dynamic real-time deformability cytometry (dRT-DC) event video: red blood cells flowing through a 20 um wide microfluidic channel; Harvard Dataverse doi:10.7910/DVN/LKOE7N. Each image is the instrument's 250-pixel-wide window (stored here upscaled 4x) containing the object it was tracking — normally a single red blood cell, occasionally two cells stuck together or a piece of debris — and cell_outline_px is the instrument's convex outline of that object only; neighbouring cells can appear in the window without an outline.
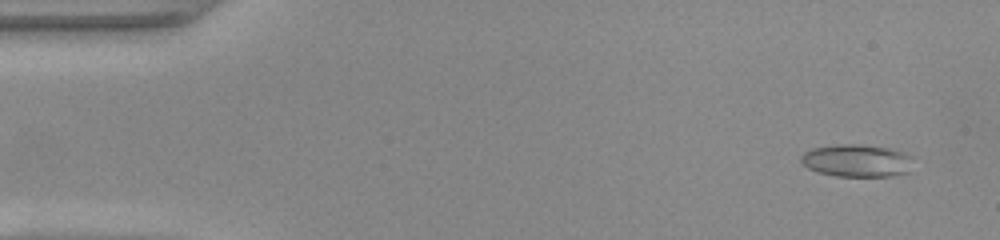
{"species": "common noctule bat (a hibernating species)", "species_latin": "Nyctalus noctula", "temperature_condition": "warm", "stored_images_in_passage": 49, "camera_frame_rate_fps": 3000, "um_per_image_px": 0.085, "animal": {"sex": "female", "body_mass_g": 22.0, "forearm_length_mm": 56.7}, "frame": {"image": 1, "passage_image": 3, "time_ms": 0.667, "image_size_px": [1000, 240], "cell_outline_px": [[912, 172], [892, 176], [836, 176], [820, 172], [808, 168], [800, 160], [800, 156], [804, 152], [812, 148], [836, 144], [860, 144], [892, 148], [904, 152], [912, 156]], "centroid_in_image_um": [72.89, 13.64], "position_along_channel_um": 12.1, "area_um2": 21.62}}
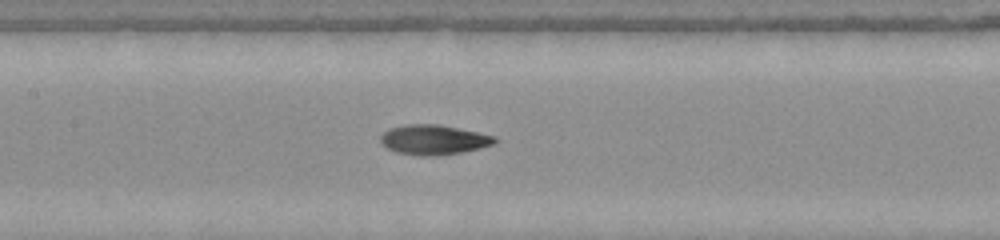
{"frame": {"image": 2, "passage_image": 23, "time_ms": 7.333, "image_size_px": [1000, 240], "cell_outline_px": [[500, 140], [496, 144], [480, 148], [440, 156], [420, 156], [396, 152], [380, 144], [380, 136], [384, 132], [392, 128], [408, 124], [436, 124], [496, 136]], "centroid_in_image_um": [36.88, 11.89], "position_along_channel_um": 170.5, "area_um2": 19.88}}
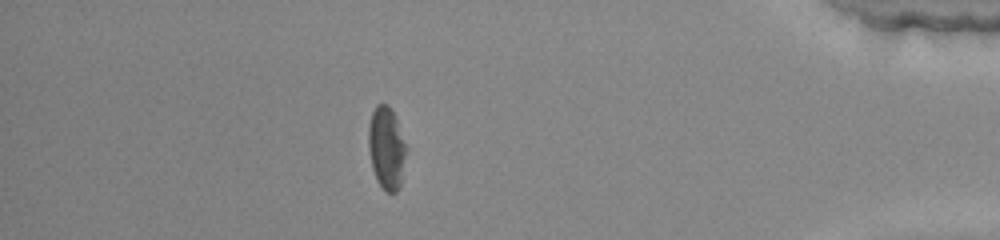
{"frame": {"image": 3, "passage_image": 43, "time_ms": 14.0, "image_size_px": [1000, 240], "cell_outline_px": [[408, 148], [400, 188], [396, 192], [384, 192], [376, 180], [372, 168], [368, 148], [368, 128], [372, 112], [376, 104], [388, 104], [396, 116]], "centroid_in_image_um": [32.87, 12.59], "position_along_channel_um": 402.3, "area_um2": 18.79}, "authors_computed_cell_mechanics": {"area_um2": 19.4786, "velocity_mm_per_s": 4.1537, "shape_relaxation_time_tau1_ms": 3.1944, "shape_relaxation_time_tau2_ms": 3.2424, "deformation_change_tau1": 0.164, "deformation_change_tau2": 0.1106}}